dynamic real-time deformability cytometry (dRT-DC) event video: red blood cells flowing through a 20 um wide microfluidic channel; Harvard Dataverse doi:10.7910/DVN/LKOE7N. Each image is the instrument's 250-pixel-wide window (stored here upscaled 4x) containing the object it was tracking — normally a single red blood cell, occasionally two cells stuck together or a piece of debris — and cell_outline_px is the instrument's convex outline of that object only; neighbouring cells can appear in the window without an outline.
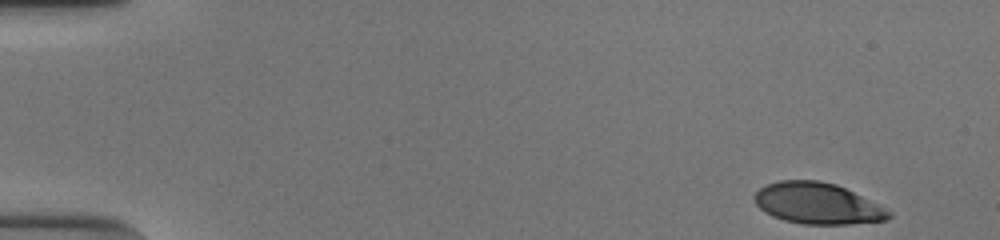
{"species": "human", "species_latin": "Homo sapiens", "temperature_condition": "cold", "stored_images_in_passage": 50, "camera_frame_rate_fps": 3000, "um_per_image_px": 0.085, "donor": {"sex": "male"}, "frame": {"image": 1, "passage_image": 1, "time_ms": 0.0, "image_size_px": [1000, 240], "cell_outline_px": [[892, 216], [888, 220], [848, 224], [804, 224], [784, 220], [772, 216], [764, 212], [752, 200], [752, 196], [760, 188], [768, 184], [780, 180], [820, 180], [836, 184], [892, 212]], "centroid_in_image_um": [69.44, 17.29], "position_along_channel_um": 15.6, "area_um2": 32.08}}
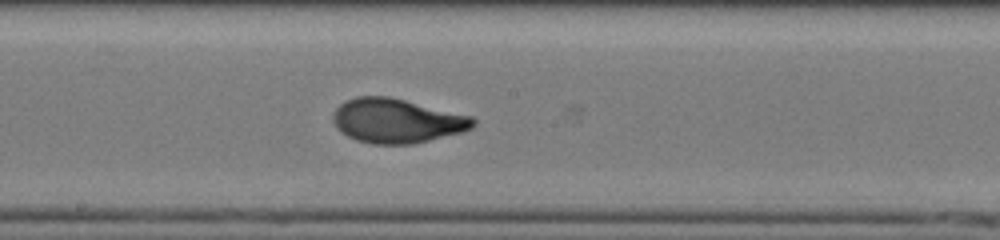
{"frame": {"image": 2, "passage_image": 27, "time_ms": 8.667, "image_size_px": [1000, 240], "cell_outline_px": [[476, 124], [472, 128], [460, 132], [412, 144], [372, 144], [356, 140], [340, 132], [336, 128], [332, 120], [332, 116], [336, 108], [344, 100], [356, 96], [388, 96], [472, 116], [476, 120]], "centroid_in_image_um": [33.68, 10.26], "position_along_channel_um": 214.5, "area_um2": 36.18}}
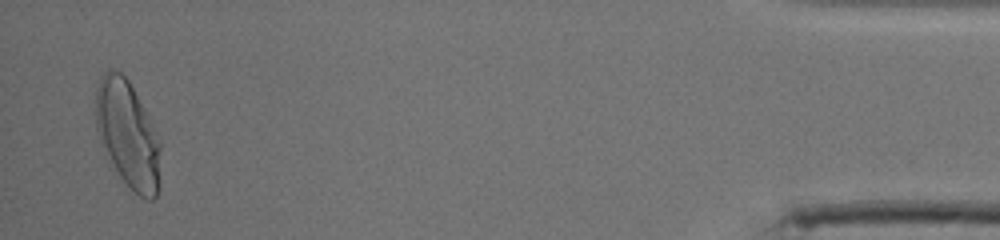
{"frame": {"image": 3, "passage_image": 49, "time_ms": 16.0, "image_size_px": [1000, 240], "cell_outline_px": [[160, 188], [156, 196], [152, 200], [148, 200], [140, 196], [120, 176], [104, 156], [96, 132], [96, 88], [104, 72], [108, 68], [112, 68], [120, 72], [128, 80], [160, 144]], "centroid_in_image_um": [10.82, 11.46], "position_along_channel_um": 424.4, "area_um2": 39.94}, "authors_computed_cell_mechanics": {"area_um2": 34.7956, "velocity_mm_per_s": 3.8882, "shape_relaxation_time_tau1_ms": 3.6508, "shape_relaxation_time_tau2_ms": null, "deformation_change_tau1": 0.1856, "deformation_change_tau2": null}}